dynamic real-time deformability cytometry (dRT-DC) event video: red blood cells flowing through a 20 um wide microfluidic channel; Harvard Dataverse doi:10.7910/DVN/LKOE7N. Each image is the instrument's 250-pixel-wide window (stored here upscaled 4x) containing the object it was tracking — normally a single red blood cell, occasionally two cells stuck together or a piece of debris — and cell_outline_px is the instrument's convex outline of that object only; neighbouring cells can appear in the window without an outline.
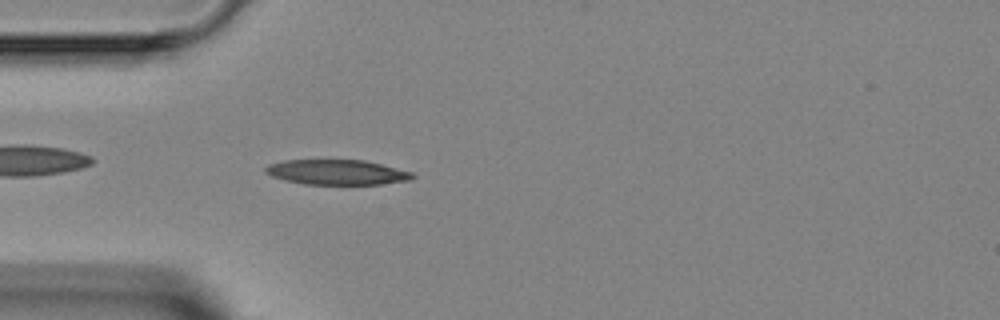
{"species": "Egyptian fruit bat (a non-hibernating species)", "species_latin": "Rousettus aegyptiacus", "temperature_condition": "room temperature", "stored_images_in_passage": 1, "camera_frame_rate_fps": 3000, "um_per_image_px": 0.085, "animal": {"sex": "female"}, "frame": {"image": 1, "passage_image": 1, "time_ms": 0.0, "image_size_px": [1000, 320], "cell_outline_px": [[416, 176], [412, 180], [380, 184], [304, 184], [272, 176], [264, 172], [264, 168], [268, 164], [284, 160], [364, 160], [412, 172]], "centroid_in_image_um": [28.64, 14.63], "position_along_channel_um": 56.4, "area_um2": 21.33}}